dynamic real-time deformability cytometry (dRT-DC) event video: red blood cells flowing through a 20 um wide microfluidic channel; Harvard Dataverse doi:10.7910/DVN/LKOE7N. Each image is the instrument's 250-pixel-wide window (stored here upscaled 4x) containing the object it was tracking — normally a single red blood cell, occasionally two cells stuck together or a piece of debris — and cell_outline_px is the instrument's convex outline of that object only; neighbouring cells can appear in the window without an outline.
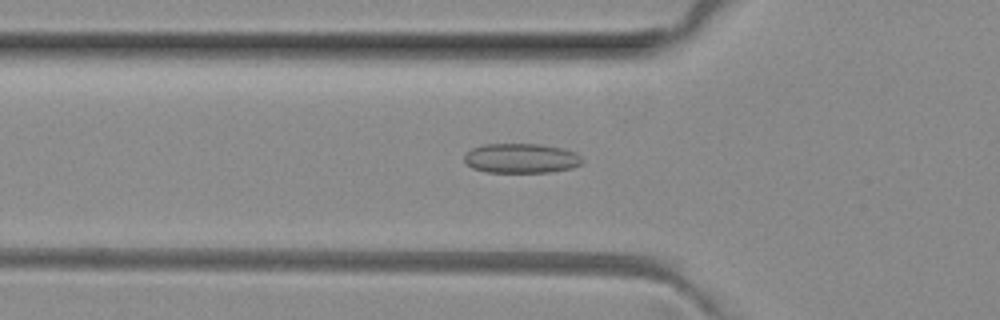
{"species": "common noctule bat (a hibernating species)", "species_latin": "Nyctalus noctula", "temperature_condition": "room temperature", "stored_images_in_passage": 50, "camera_frame_rate_fps": 3000, "um_per_image_px": 0.085, "animal": {"sex": "female", "body_mass_g": 29.2, "forearm_length_mm": 56.3}, "frame": {"image": 1, "passage_image": 17, "time_ms": 5.333, "image_size_px": [1000, 320], "cell_outline_px": [[584, 160], [580, 164], [572, 168], [548, 172], [484, 172], [472, 168], [464, 160], [464, 156], [472, 148], [484, 144], [540, 144], [564, 148], [580, 156]], "centroid_in_image_um": [44.29, 13.45], "position_along_channel_um": 81.5, "area_um2": 20.35}}
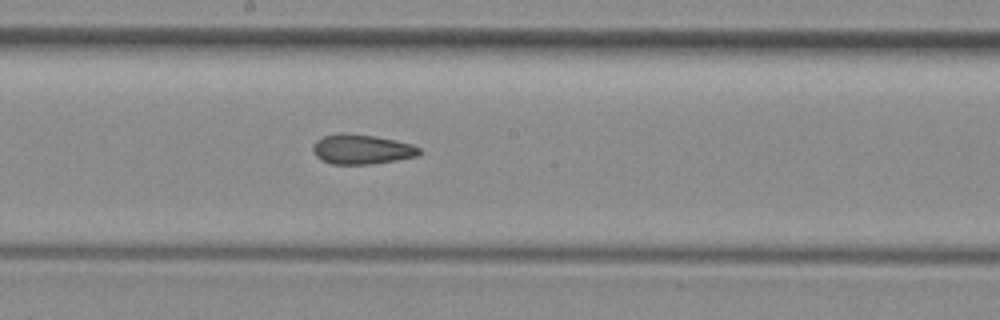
{"frame": {"image": 2, "passage_image": 27, "time_ms": 8.667, "image_size_px": [1000, 320], "cell_outline_px": [[420, 156], [396, 160], [368, 164], [332, 164], [320, 160], [316, 156], [312, 148], [316, 140], [324, 136], [376, 136], [412, 144], [420, 148]], "centroid_in_image_um": [30.79, 12.74], "position_along_channel_um": 217.4, "area_um2": 17.74}}
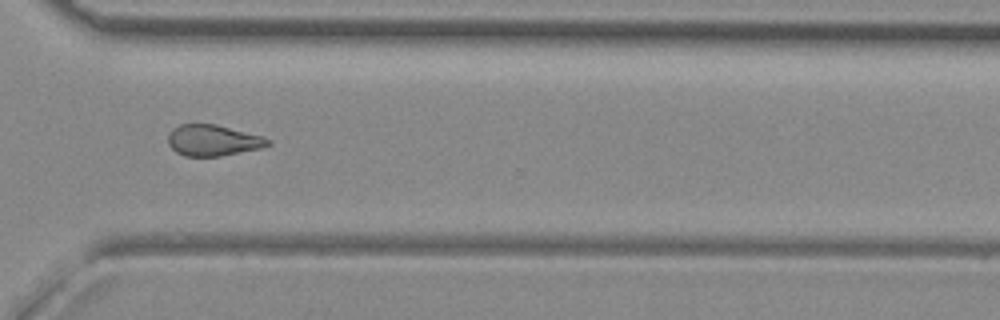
{"frame": {"image": 3, "passage_image": 37, "time_ms": 12.0, "image_size_px": [1000, 320], "cell_outline_px": [[272, 144], [260, 148], [220, 156], [184, 156], [176, 152], [168, 144], [168, 132], [172, 128], [180, 124], [216, 124], [264, 136], [272, 140]], "centroid_in_image_um": [18.11, 11.92], "position_along_channel_um": 352.5, "area_um2": 18.26}}